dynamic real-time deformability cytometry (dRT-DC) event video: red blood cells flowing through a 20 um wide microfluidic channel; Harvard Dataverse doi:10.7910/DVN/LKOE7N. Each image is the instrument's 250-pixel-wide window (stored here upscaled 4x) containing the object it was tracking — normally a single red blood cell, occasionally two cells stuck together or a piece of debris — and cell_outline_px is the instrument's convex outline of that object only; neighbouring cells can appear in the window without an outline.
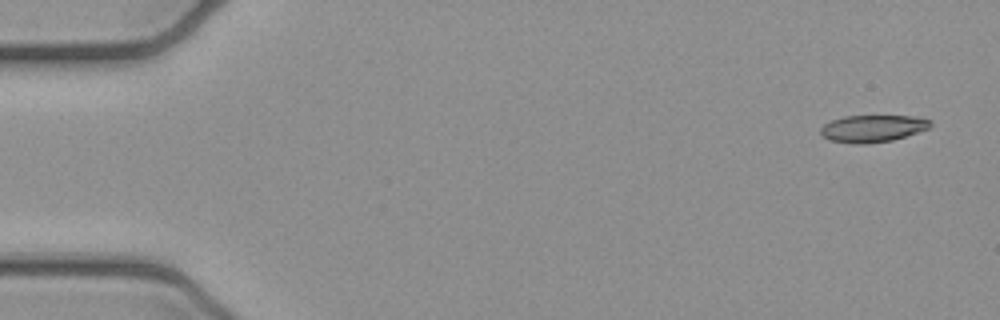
{"species": "common noctule bat (a hibernating species)", "species_latin": "Nyctalus noctula", "temperature_condition": "cold", "stored_images_in_passage": 7, "camera_frame_rate_fps": 3000, "um_per_image_px": 0.085, "animal": {"sex": "female", "body_mass_g": 21.9}, "frame": {"image": 1, "passage_image": 1, "time_ms": 0.0, "image_size_px": [1000, 320], "cell_outline_px": [[932, 124], [928, 128], [892, 140], [868, 144], [856, 144], [828, 140], [820, 132], [820, 128], [824, 124], [832, 120], [844, 116], [912, 116], [932, 120]], "centroid_in_image_um": [74.15, 10.92], "position_along_channel_um": 10.9, "area_um2": 17.22}}
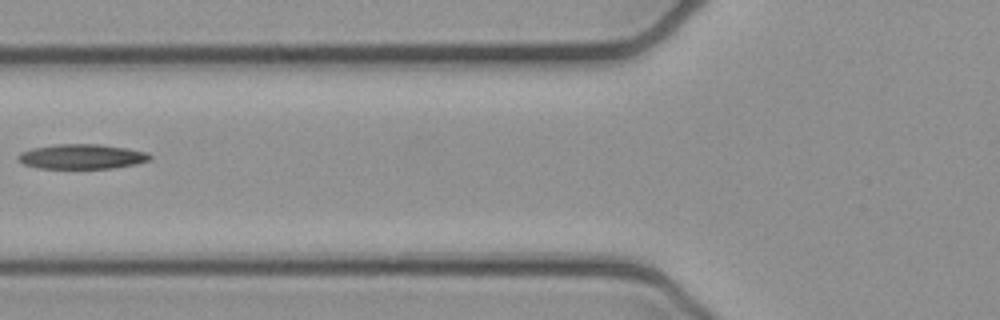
{"frame": {"image": 2, "passage_image": 6, "time_ms": 1.667, "image_size_px": [1000, 320], "cell_outline_px": [[152, 156], [148, 160], [136, 164], [112, 168], [36, 168], [24, 164], [16, 156], [20, 152], [32, 148], [56, 144], [100, 144], [128, 148], [148, 152]], "centroid_in_image_um": [6.96, 13.3], "position_along_channel_um": 118.8, "area_um2": 19.07}}
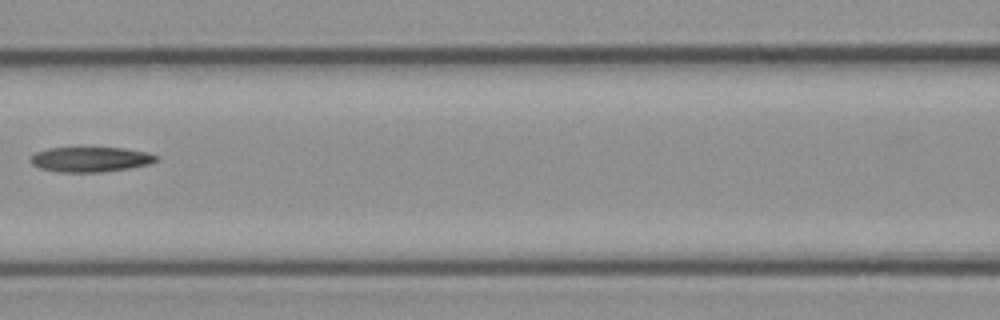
{"frame": {"image": 3, "passage_image": 7, "time_ms": 2.0, "image_size_px": [1000, 320], "cell_outline_px": [[156, 160], [148, 164], [128, 168], [104, 172], [56, 172], [40, 168], [32, 164], [28, 160], [36, 152], [48, 148], [124, 148], [148, 152], [156, 156]], "centroid_in_image_um": [7.64, 13.55], "position_along_channel_um": 159.0, "area_um2": 18.21}}